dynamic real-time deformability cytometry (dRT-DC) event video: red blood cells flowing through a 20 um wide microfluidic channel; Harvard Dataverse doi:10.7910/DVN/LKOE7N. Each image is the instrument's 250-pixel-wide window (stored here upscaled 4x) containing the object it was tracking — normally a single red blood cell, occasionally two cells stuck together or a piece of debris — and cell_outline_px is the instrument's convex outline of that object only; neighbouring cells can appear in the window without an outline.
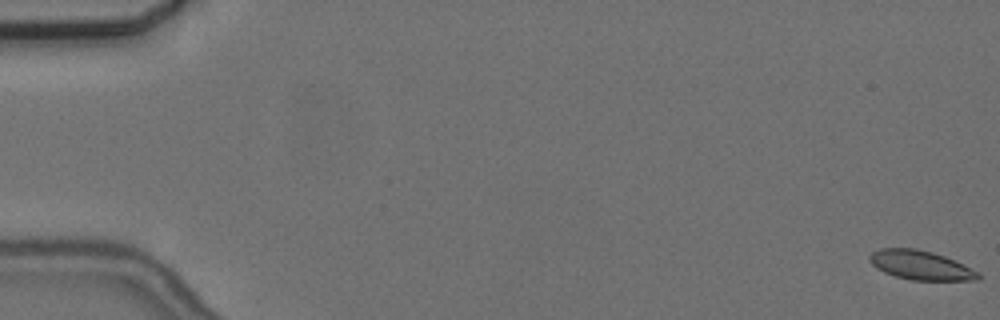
{"species": "common noctule bat (a hibernating species)", "species_latin": "Nyctalus noctula", "temperature_condition": "cold", "stored_images_in_passage": 49, "camera_frame_rate_fps": 3000, "um_per_image_px": 0.085, "animal": {"sex": "female", "body_mass_g": 24.6, "forearm_length_mm": 56.2}, "frame": {"image": 1, "passage_image": 1, "time_ms": 0.0, "image_size_px": [1000, 320], "cell_outline_px": [[980, 280], [912, 280], [896, 276], [884, 272], [876, 268], [868, 260], [868, 256], [872, 252], [880, 248], [916, 248], [932, 252], [944, 256], [964, 264], [980, 272]], "centroid_in_image_um": [78.26, 22.54], "position_along_channel_um": 6.7, "area_um2": 18.55}}
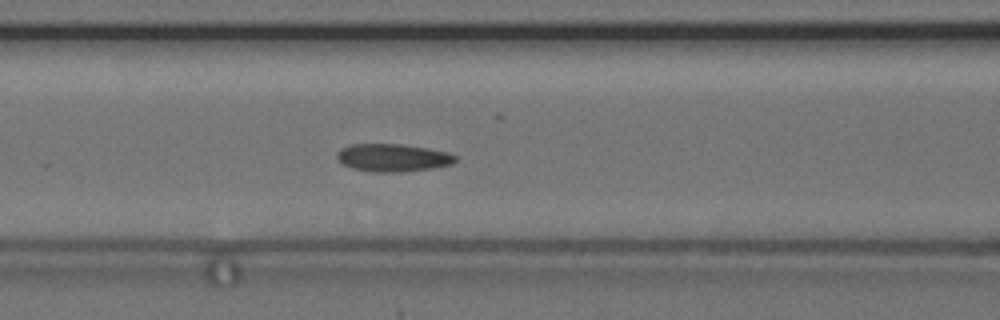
{"frame": {"image": 2, "passage_image": 25, "time_ms": 8.0, "image_size_px": [1000, 320], "cell_outline_px": [[456, 160], [452, 164], [432, 168], [400, 172], [372, 172], [352, 168], [344, 164], [336, 156], [336, 152], [340, 148], [348, 144], [400, 144], [428, 148], [448, 152], [456, 156]], "centroid_in_image_um": [33.37, 13.4], "position_along_channel_um": 133.2, "area_um2": 19.19}}
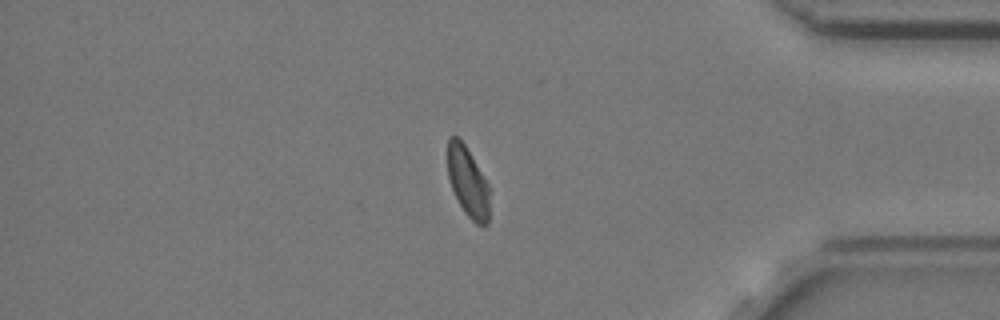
{"frame": {"image": 3, "passage_image": 49, "time_ms": 16.0, "image_size_px": [1000, 320], "cell_outline_px": [[488, 224], [484, 228], [476, 224], [464, 212], [452, 188], [448, 176], [448, 136], [456, 136], [464, 144], [488, 184]], "centroid_in_image_um": [39.76, 15.5], "position_along_channel_um": 395.4, "area_um2": 16.7}, "authors_computed_cell_mechanics": {"area_um2": 19.0162, "velocity_mm_per_s": 3.6302, "shape_relaxation_time_tau1_ms": null, "shape_relaxation_time_tau2_ms": 4.7713, "deformation_change_tau1": null, "deformation_change_tau2": 0.086}}